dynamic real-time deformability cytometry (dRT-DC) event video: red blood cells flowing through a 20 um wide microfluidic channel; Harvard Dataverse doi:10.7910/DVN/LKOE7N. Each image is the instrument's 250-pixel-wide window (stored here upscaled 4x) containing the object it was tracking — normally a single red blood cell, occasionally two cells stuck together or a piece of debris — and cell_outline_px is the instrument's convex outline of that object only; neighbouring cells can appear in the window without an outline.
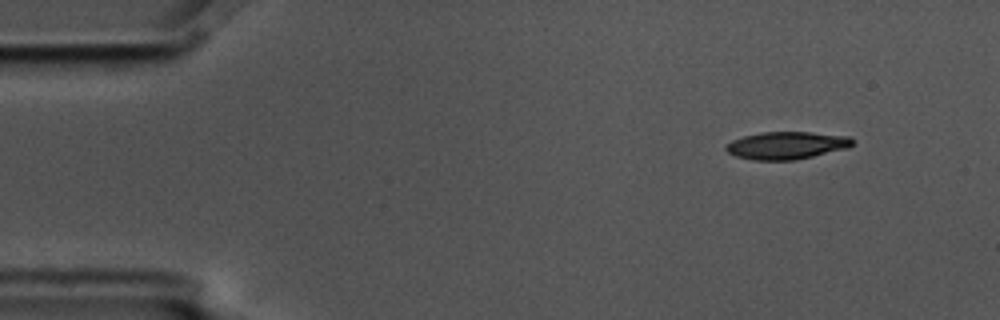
{"species": "common noctule bat (a hibernating species)", "species_latin": "Nyctalus noctula", "temperature_condition": "cold", "stored_images_in_passage": 5, "camera_frame_rate_fps": 3000, "um_per_image_px": 0.085, "animal": {"sex": "male", "body_mass_g": 17.5, "forearm_length_mm": 52.3}, "frame": {"image": 1, "passage_image": 1, "time_ms": 0.0, "image_size_px": [1000, 320], "cell_outline_px": [[852, 144], [848, 148], [796, 160], [752, 160], [736, 156], [728, 152], [724, 148], [732, 140], [744, 136], [760, 132], [812, 132], [852, 136]], "centroid_in_image_um": [66.88, 12.35], "position_along_channel_um": 18.1, "area_um2": 20.35}}
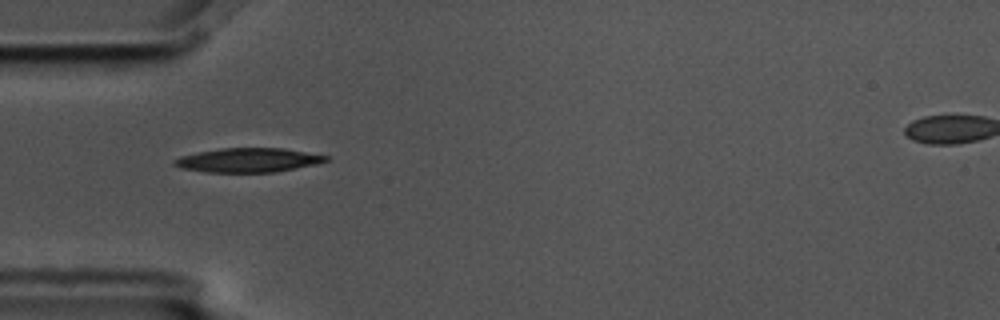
{"frame": {"image": 2, "passage_image": 4, "time_ms": 1.0, "image_size_px": [1000, 320], "cell_outline_px": [[328, 160], [316, 164], [276, 172], [204, 172], [180, 168], [172, 164], [172, 160], [180, 156], [220, 148], [284, 148], [328, 156]], "centroid_in_image_um": [21.06, 13.61], "position_along_channel_um": 63.9, "area_um2": 21.33}}